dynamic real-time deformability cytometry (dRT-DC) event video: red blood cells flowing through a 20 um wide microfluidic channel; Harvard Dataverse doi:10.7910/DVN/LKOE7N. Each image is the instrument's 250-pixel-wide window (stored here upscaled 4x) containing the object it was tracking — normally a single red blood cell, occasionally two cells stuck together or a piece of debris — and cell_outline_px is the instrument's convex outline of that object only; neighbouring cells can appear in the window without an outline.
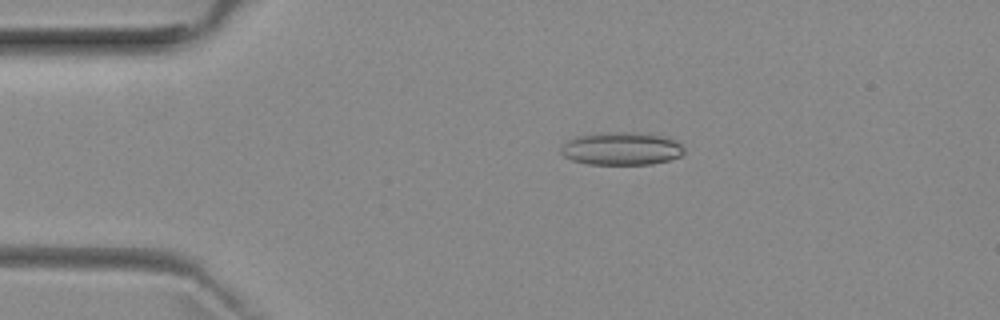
{"species": "common noctule bat (a hibernating species)", "species_latin": "Nyctalus noctula", "temperature_condition": "room temperature", "stored_images_in_passage": 25, "camera_frame_rate_fps": 3000, "um_per_image_px": 0.085, "animal": {"sex": "female", "body_mass_g": 29.2, "forearm_length_mm": 56.3}, "frame": {"image": 1, "passage_image": 10, "time_ms": 3.0, "image_size_px": [1000, 320], "cell_outline_px": [[684, 152], [680, 156], [668, 160], [652, 164], [588, 164], [572, 160], [564, 156], [560, 152], [560, 148], [568, 140], [576, 136], [616, 132], [640, 132], [668, 136], [680, 144], [684, 148]], "centroid_in_image_um": [52.85, 12.63], "position_along_channel_um": 32.2, "area_um2": 23.64}}
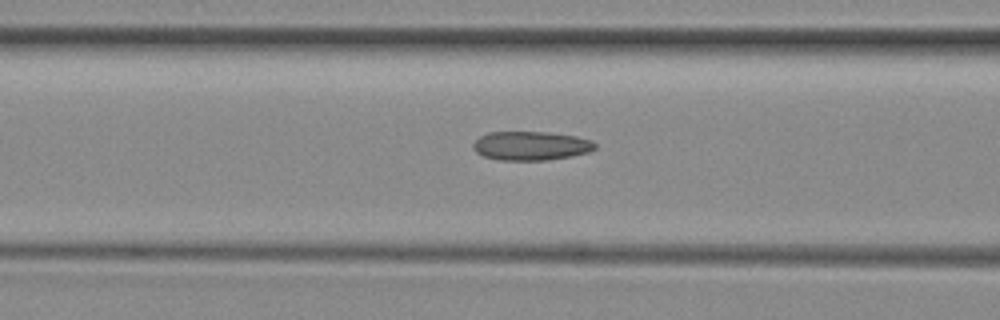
{"frame": {"image": 2, "passage_image": 20, "time_ms": 6.333, "image_size_px": [1000, 320], "cell_outline_px": [[596, 148], [588, 152], [572, 156], [544, 160], [500, 160], [484, 156], [476, 152], [472, 148], [472, 144], [480, 136], [488, 132], [548, 132], [576, 136], [592, 140], [596, 144]], "centroid_in_image_um": [45.13, 12.39], "position_along_channel_um": 121.5, "area_um2": 20.58}}
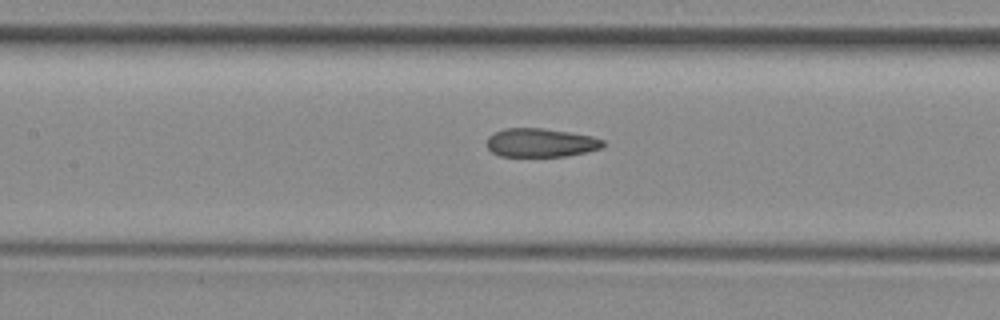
{"frame": {"image": 3, "passage_image": 23, "time_ms": 7.333, "image_size_px": [1000, 320], "cell_outline_px": [[604, 148], [564, 156], [500, 156], [492, 152], [488, 148], [488, 136], [492, 132], [504, 128], [544, 128], [592, 136], [604, 140]], "centroid_in_image_um": [45.95, 12.12], "position_along_channel_um": 161.4, "area_um2": 19.42}}